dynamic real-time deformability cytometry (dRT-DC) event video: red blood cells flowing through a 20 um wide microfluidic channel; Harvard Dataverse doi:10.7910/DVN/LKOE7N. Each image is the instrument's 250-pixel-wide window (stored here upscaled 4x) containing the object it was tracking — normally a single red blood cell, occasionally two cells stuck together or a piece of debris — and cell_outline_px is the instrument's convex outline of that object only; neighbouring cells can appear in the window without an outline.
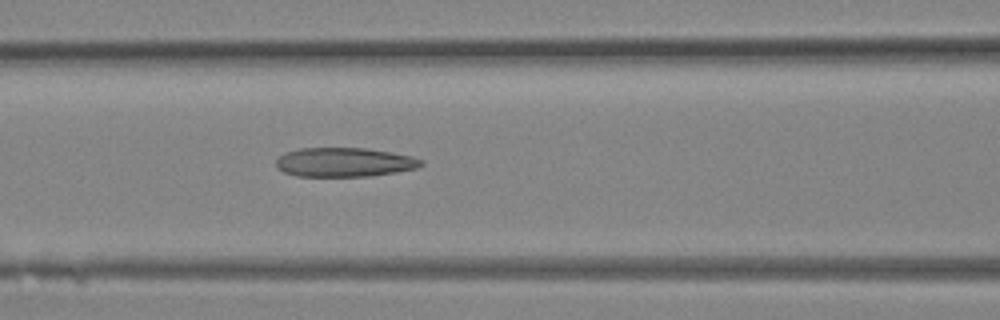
{"species": "Egyptian fruit bat (a non-hibernating species)", "species_latin": "Rousettus aegyptiacus", "temperature_condition": "room temperature", "stored_images_in_passage": 14, "camera_frame_rate_fps": 3000, "um_per_image_px": 0.085, "animal": {"sex": "female"}, "frame": {"image": 1, "passage_image": 10, "time_ms": 3.0, "image_size_px": [1000, 320], "cell_outline_px": [[424, 164], [416, 168], [396, 172], [368, 176], [296, 176], [284, 172], [276, 168], [276, 160], [284, 152], [300, 148], [364, 148], [392, 152], [412, 156], [424, 160]], "centroid_in_image_um": [29.26, 13.78], "position_along_channel_um": 137.3, "area_um2": 24.74}}
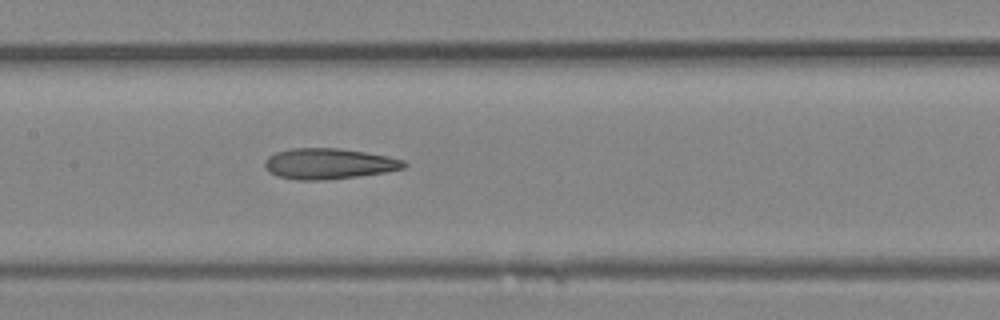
{"frame": {"image": 2, "passage_image": 12, "time_ms": 3.667, "image_size_px": [1000, 320], "cell_outline_px": [[408, 164], [404, 168], [388, 172], [324, 180], [296, 180], [276, 176], [268, 172], [264, 164], [264, 160], [268, 156], [276, 152], [292, 148], [340, 148], [388, 156], [404, 160]], "centroid_in_image_um": [27.93, 13.92], "position_along_channel_um": 179.5, "area_um2": 25.09}}
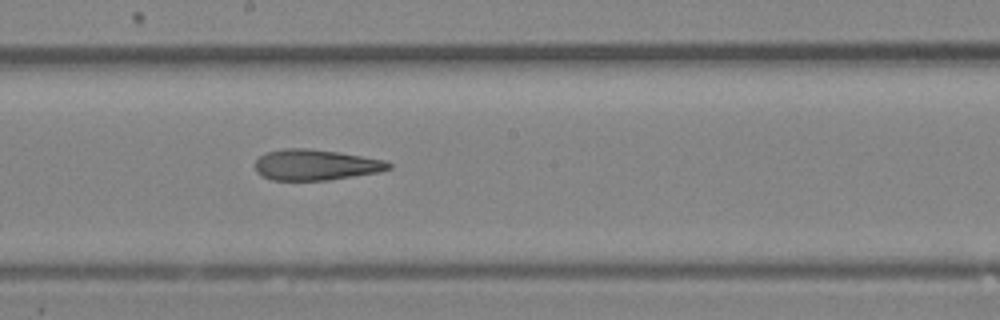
{"frame": {"image": 3, "passage_image": 14, "time_ms": 4.333, "image_size_px": [1000, 320], "cell_outline_px": [[392, 168], [380, 172], [328, 180], [272, 180], [260, 176], [256, 172], [256, 160], [264, 152], [284, 148], [308, 148], [336, 152], [384, 160], [392, 164]], "centroid_in_image_um": [26.8, 14.01], "position_along_channel_um": 221.4, "area_um2": 23.99}}